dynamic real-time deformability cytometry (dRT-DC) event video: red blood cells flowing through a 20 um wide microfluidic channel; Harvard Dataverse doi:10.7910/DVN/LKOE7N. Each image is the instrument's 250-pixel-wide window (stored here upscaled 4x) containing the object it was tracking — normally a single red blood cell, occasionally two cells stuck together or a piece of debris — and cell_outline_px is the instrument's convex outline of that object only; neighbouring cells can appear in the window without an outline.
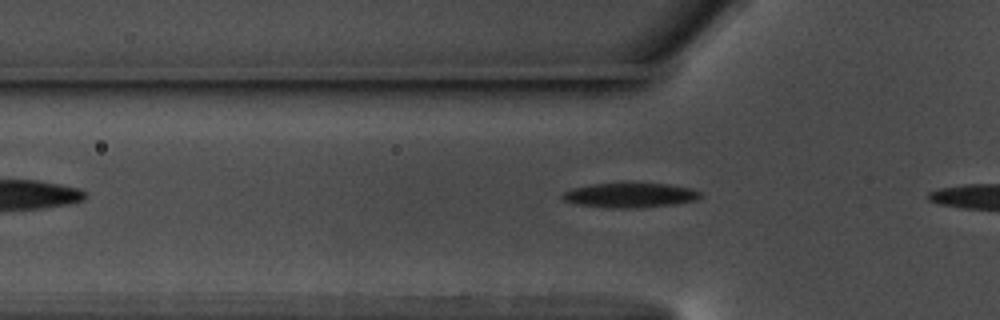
{"species": "common noctule bat (a hibernating species)", "species_latin": "Nyctalus noctula", "temperature_condition": "warm", "stored_images_in_passage": 9, "camera_frame_rate_fps": 3000, "um_per_image_px": 0.085, "animal": {"sex": "male", "body_mass_g": 17.5, "forearm_length_mm": 52.3}, "frame": {"image": 1, "passage_image": 7, "time_ms": 2.0, "image_size_px": [1000, 320], "cell_outline_px": [[704, 196], [696, 200], [672, 204], [640, 208], [612, 208], [576, 204], [564, 200], [560, 196], [564, 192], [572, 188], [592, 184], [668, 184], [692, 188], [700, 192]], "centroid_in_image_um": [53.57, 16.6], "position_along_channel_um": 72.2, "area_um2": 19.65}}